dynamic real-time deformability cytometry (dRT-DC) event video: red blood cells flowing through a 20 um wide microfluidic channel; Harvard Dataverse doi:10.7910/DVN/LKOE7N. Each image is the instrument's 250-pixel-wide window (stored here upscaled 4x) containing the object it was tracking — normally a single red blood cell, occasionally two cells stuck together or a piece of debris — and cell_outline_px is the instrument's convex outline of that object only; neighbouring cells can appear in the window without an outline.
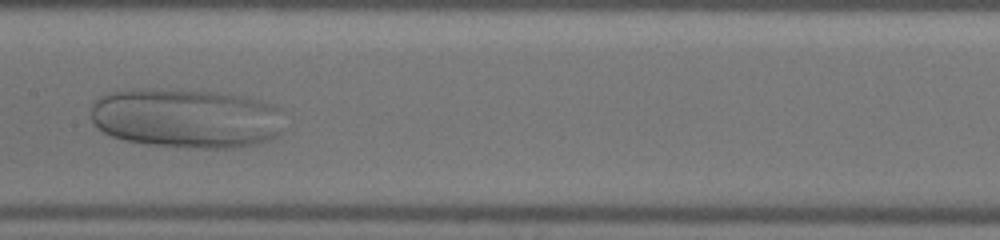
{"species": "human", "species_latin": "Homo sapiens", "temperature_condition": "warm", "stored_images_in_passage": 40, "camera_frame_rate_fps": 3000, "um_per_image_px": 0.085, "donor": {"sex": "male"}, "frame": {"image": 1, "passage_image": 17, "time_ms": 5.333, "image_size_px": [1000, 240], "cell_outline_px": [[280, 132], [276, 136], [268, 140], [256, 144], [232, 148], [188, 148], [144, 144], [124, 140], [112, 136], [96, 128], [92, 120], [92, 104], [100, 96], [108, 92], [132, 88], [140, 88], [216, 92], [244, 96], [272, 104], [280, 108]], "centroid_in_image_um": [15.78, 10.05], "position_along_channel_um": 191.6, "area_um2": 67.57}}